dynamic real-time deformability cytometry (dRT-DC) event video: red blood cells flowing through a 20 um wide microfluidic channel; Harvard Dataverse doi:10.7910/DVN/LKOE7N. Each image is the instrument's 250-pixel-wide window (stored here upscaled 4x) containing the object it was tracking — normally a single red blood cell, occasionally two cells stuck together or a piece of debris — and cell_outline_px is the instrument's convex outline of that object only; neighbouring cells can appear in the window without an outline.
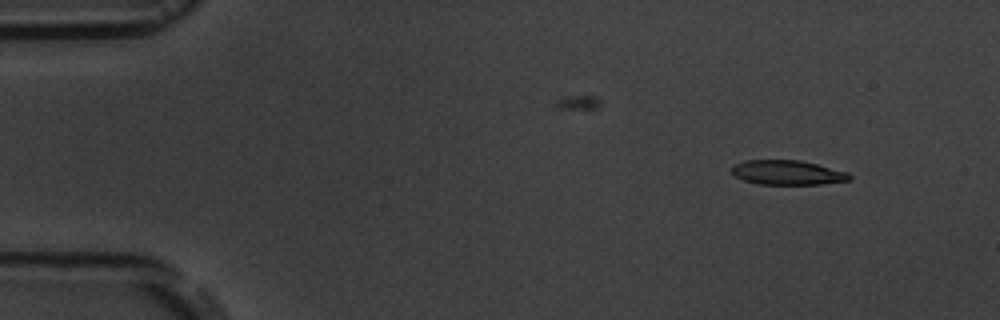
{"species": "common noctule bat (a hibernating species)", "species_latin": "Nyctalus noctula", "temperature_condition": "room temperature", "stored_images_in_passage": 4, "camera_frame_rate_fps": 3000, "um_per_image_px": 0.085, "animal": {"sex": "male", "body_mass_g": 19.5, "forearm_length_mm": 54.6}, "frame": {"image": 1, "passage_image": 1, "time_ms": 0.0, "image_size_px": [1000, 320], "cell_outline_px": [[852, 176], [848, 180], [820, 184], [760, 184], [744, 180], [736, 176], [732, 172], [732, 164], [744, 160], [800, 160], [848, 172]], "centroid_in_image_um": [66.91, 14.66], "position_along_channel_um": 18.1, "area_um2": 16.7}}
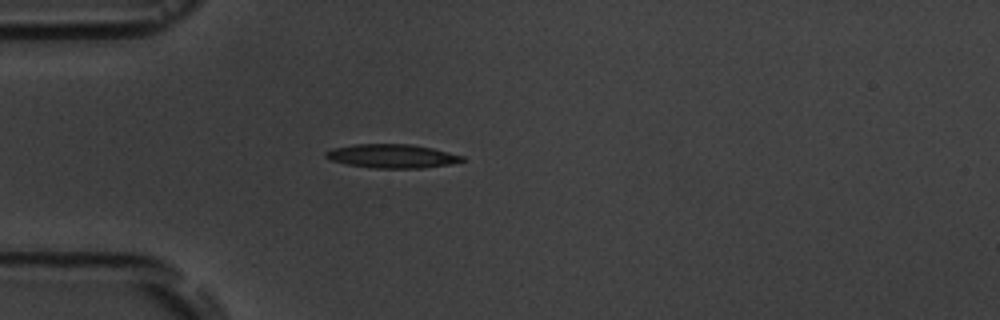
{"frame": {"image": 2, "passage_image": 4, "time_ms": 3.333, "image_size_px": [1000, 320], "cell_outline_px": [[464, 160], [452, 164], [424, 168], [372, 168], [348, 164], [332, 160], [324, 156], [324, 152], [332, 148], [352, 144], [412, 144], [432, 148], [464, 156]], "centroid_in_image_um": [33.32, 13.26], "position_along_channel_um": 51.7, "area_um2": 18.96}}